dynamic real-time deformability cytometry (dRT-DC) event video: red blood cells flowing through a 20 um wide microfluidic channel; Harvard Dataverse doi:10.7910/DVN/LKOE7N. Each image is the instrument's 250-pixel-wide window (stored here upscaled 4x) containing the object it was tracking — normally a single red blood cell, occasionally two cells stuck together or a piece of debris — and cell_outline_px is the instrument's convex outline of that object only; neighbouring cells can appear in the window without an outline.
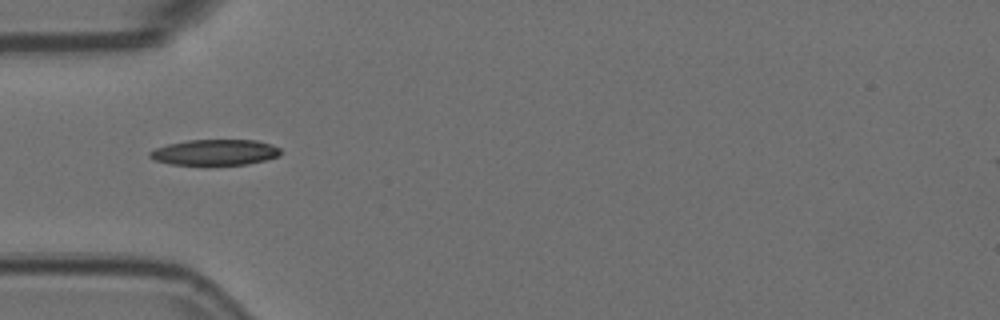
{"species": "Egyptian fruit bat (a non-hibernating species)", "species_latin": "Rousettus aegyptiacus", "temperature_condition": "room temperature", "stored_images_in_passage": 8, "camera_frame_rate_fps": 3000, "um_per_image_px": 0.085, "animal": {"sex": "female"}, "frame": {"image": 1, "passage_image": 1, "time_ms": 0.0, "image_size_px": [1000, 320], "cell_outline_px": [[280, 156], [248, 164], [172, 164], [156, 160], [148, 156], [148, 152], [156, 148], [168, 144], [188, 140], [256, 140], [272, 144], [280, 148]], "centroid_in_image_um": [18.29, 12.93], "position_along_channel_um": 66.7, "area_um2": 19.42}}
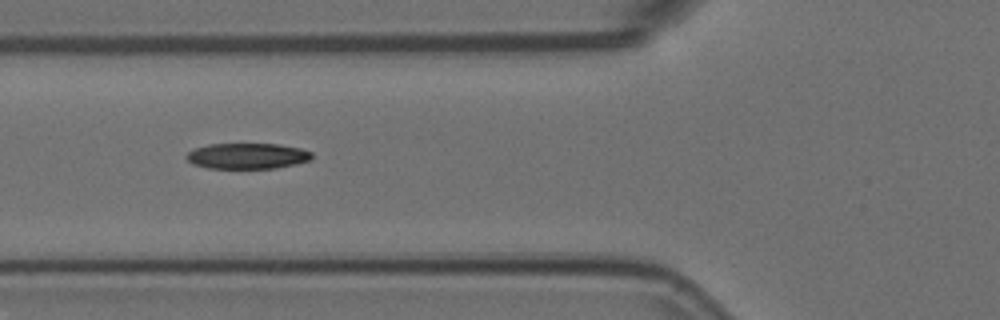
{"frame": {"image": 2, "passage_image": 4, "time_ms": 1.0, "image_size_px": [1000, 320], "cell_outline_px": [[312, 156], [308, 160], [296, 164], [276, 168], [208, 168], [192, 164], [184, 156], [188, 152], [196, 148], [208, 144], [280, 144], [300, 148], [312, 152]], "centroid_in_image_um": [21.01, 13.26], "position_along_channel_um": 104.8, "area_um2": 18.79}}
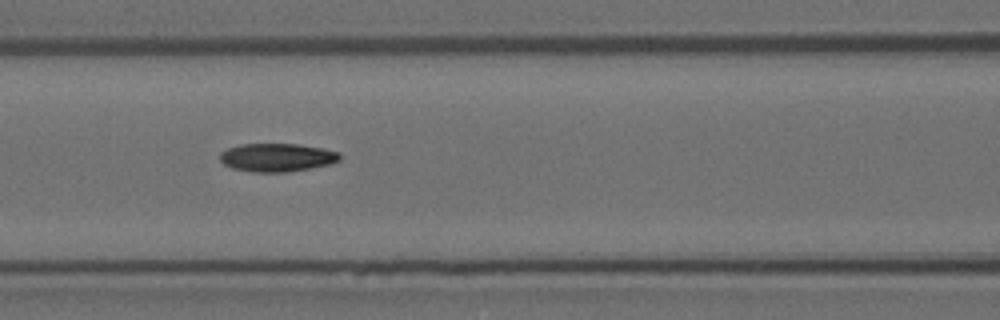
{"frame": {"image": 3, "passage_image": 7, "time_ms": 2.0, "image_size_px": [1000, 320], "cell_outline_px": [[340, 160], [332, 164], [288, 172], [252, 172], [232, 168], [224, 164], [220, 160], [220, 152], [228, 148], [240, 144], [300, 144], [324, 148], [340, 152]], "centroid_in_image_um": [23.57, 13.38], "position_along_channel_um": 143.0, "area_um2": 19.94}}